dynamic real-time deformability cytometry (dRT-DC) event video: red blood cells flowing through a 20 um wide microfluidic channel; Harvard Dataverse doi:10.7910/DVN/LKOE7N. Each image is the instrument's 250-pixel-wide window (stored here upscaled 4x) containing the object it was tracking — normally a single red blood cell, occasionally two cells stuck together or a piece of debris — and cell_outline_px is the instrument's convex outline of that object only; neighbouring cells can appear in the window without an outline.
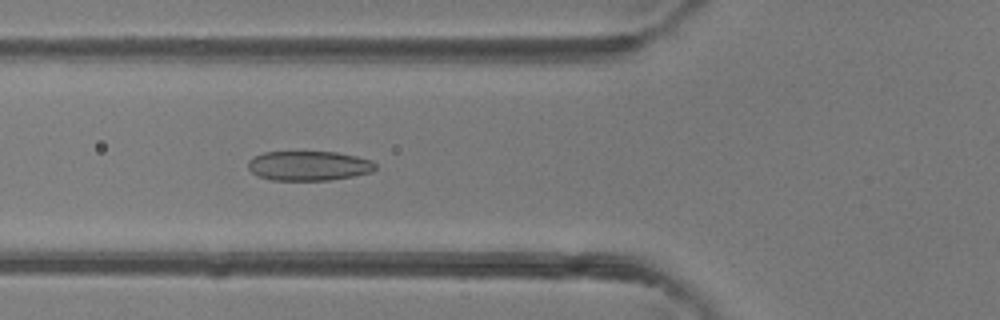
{"species": "common noctule bat (a hibernating species)", "species_latin": "Nyctalus noctula", "temperature_condition": "room temperature", "stored_images_in_passage": 46, "camera_frame_rate_fps": 3000, "um_per_image_px": 0.085, "animal": {"sex": "female"}, "frame": {"image": 1, "passage_image": 17, "time_ms": 5.333, "image_size_px": [1000, 320], "cell_outline_px": [[376, 168], [372, 172], [352, 176], [328, 180], [272, 180], [260, 176], [252, 172], [248, 168], [248, 160], [252, 156], [264, 152], [336, 152], [356, 156], [372, 160], [376, 164]], "centroid_in_image_um": [26.24, 14.08], "position_along_channel_um": 99.6, "area_um2": 21.96}}
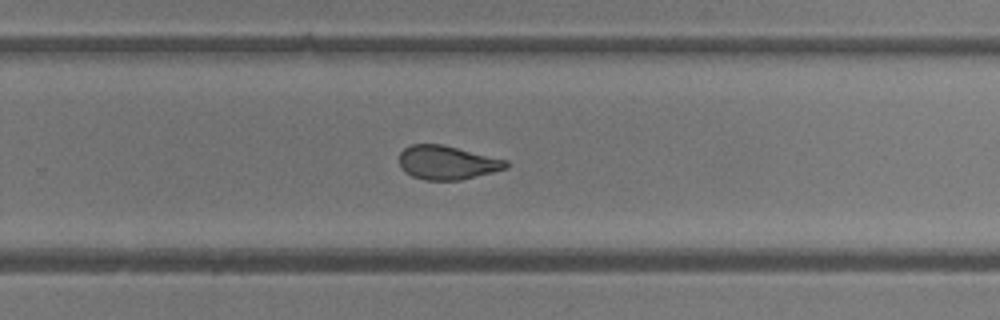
{"frame": {"image": 2, "passage_image": 30, "time_ms": 9.667, "image_size_px": [1000, 320], "cell_outline_px": [[508, 168], [460, 180], [424, 180], [412, 176], [404, 172], [400, 168], [400, 152], [404, 148], [412, 144], [444, 144], [508, 160]], "centroid_in_image_um": [38.0, 13.81], "position_along_channel_um": 291.8, "area_um2": 21.21}}
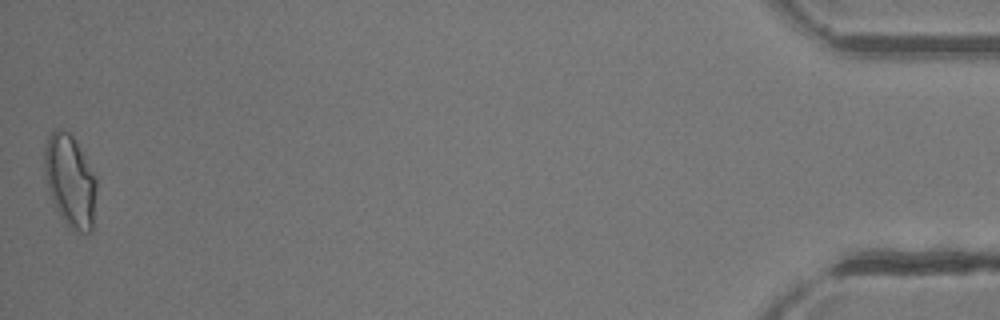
{"frame": {"image": 3, "passage_image": 46, "time_ms": 15.0, "image_size_px": [1000, 320], "cell_outline_px": [[96, 188], [92, 232], [80, 232], [72, 228], [68, 224], [56, 208], [52, 200], [48, 188], [44, 172], [44, 148], [48, 136], [52, 128], [60, 128], [68, 132], [72, 136], [96, 176]], "centroid_in_image_um": [5.95, 15.32], "position_along_channel_um": 429.3, "area_um2": 27.69}, "authors_computed_cell_mechanics": {"area_um2": 22.7443, "velocity_mm_per_s": 4.4323, "shape_relaxation_time_tau1_ms": 5.3266, "shape_relaxation_time_tau2_ms": 1.5495, "deformation_change_tau1": 0.1588, "deformation_change_tau2": 0.0869}}